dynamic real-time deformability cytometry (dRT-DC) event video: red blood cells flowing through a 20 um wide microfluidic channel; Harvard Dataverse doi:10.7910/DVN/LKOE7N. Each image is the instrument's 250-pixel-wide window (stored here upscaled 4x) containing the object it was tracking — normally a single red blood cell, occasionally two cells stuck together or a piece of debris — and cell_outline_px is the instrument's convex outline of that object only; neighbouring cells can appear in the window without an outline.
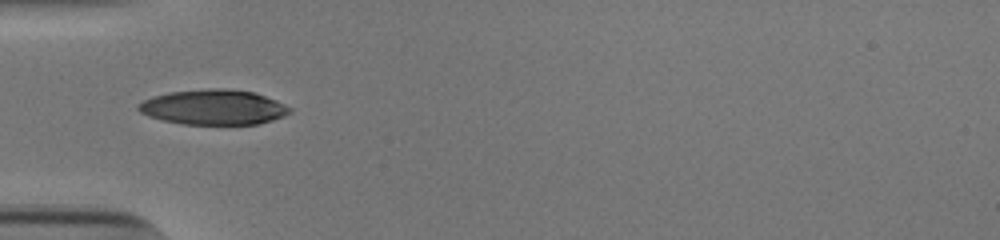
{"species": "human", "species_latin": "Homo sapiens", "temperature_condition": "cold", "stored_images_in_passage": 36, "camera_frame_rate_fps": 3000, "um_per_image_px": 0.085, "donor": {"sex": "male"}, "frame": {"image": 1, "passage_image": 1, "time_ms": 0.0, "image_size_px": [1000, 240], "cell_outline_px": [[292, 112], [284, 116], [260, 124], [184, 124], [164, 120], [148, 116], [140, 112], [136, 108], [136, 104], [152, 96], [168, 92], [212, 88], [224, 88], [252, 92], [276, 100], [292, 108]], "centroid_in_image_um": [18.14, 9.11], "position_along_channel_um": 66.9, "area_um2": 30.98}}
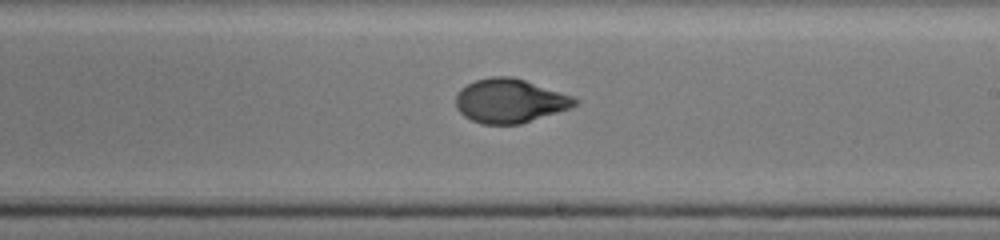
{"frame": {"image": 2, "passage_image": 15, "time_ms": 4.667, "image_size_px": [1000, 240], "cell_outline_px": [[580, 100], [572, 108], [520, 124], [480, 124], [464, 116], [456, 108], [456, 96], [460, 88], [476, 80], [492, 76], [512, 76], [572, 96]], "centroid_in_image_um": [43.33, 8.58], "position_along_channel_um": 245.7, "area_um2": 30.46}}
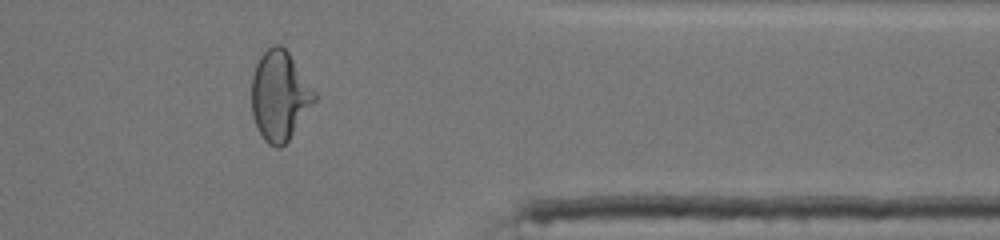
{"frame": {"image": 3, "passage_image": 27, "time_ms": 8.667, "image_size_px": [1000, 240], "cell_outline_px": [[316, 100], [288, 140], [280, 148], [276, 148], [268, 144], [264, 140], [252, 116], [252, 76], [256, 64], [260, 56], [272, 44], [280, 44], [288, 52], [316, 92]], "centroid_in_image_um": [23.76, 8.13], "position_along_channel_um": 387.6, "area_um2": 32.54}, "authors_computed_cell_mechanics": {"area_um2": 31.0675, "velocity_mm_per_s": 3.8636, "shape_relaxation_time_tau1_ms": 5.3358, "shape_relaxation_time_tau2_ms": 0.9617, "deformation_change_tau1": 0.2106, "deformation_change_tau2": 0.0503}}